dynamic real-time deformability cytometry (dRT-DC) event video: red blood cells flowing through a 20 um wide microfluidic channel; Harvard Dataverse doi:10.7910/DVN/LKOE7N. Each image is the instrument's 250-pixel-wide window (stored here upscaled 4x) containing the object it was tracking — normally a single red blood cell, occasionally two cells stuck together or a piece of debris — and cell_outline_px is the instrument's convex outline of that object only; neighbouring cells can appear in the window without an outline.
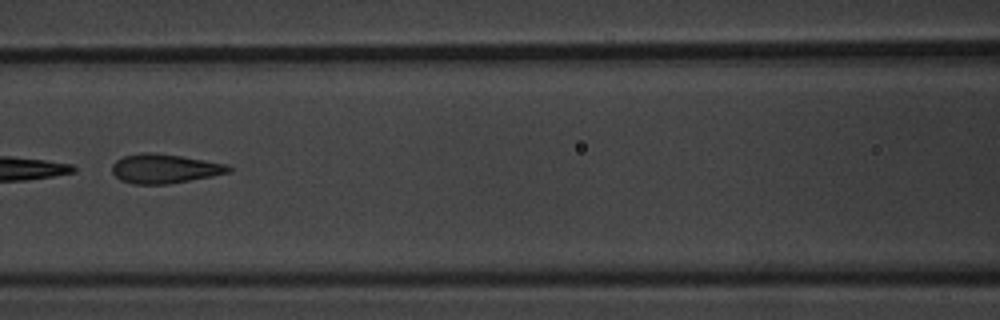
{"species": "common noctule bat (a hibernating species)", "species_latin": "Nyctalus noctula", "temperature_condition": "warm", "stored_images_in_passage": 13, "camera_frame_rate_fps": 3000, "um_per_image_px": 0.085, "animal": {"sex": "male", "body_mass_g": 20.1, "forearm_length_mm": 53.5}, "frame": {"image": 1, "passage_image": 6, "time_ms": 7.667, "image_size_px": [1000, 320], "cell_outline_px": [[232, 172], [212, 176], [168, 184], [132, 184], [120, 180], [112, 172], [112, 164], [116, 160], [124, 156], [144, 152], [152, 152], [180, 156], [228, 164], [232, 168]], "centroid_in_image_um": [13.99, 14.34], "position_along_channel_um": 152.6, "area_um2": 19.88}, "authors_computed_cell_mechanics": {"area_um2": 19.9988, "velocity_mm_per_s": 3.7299, "shape_relaxation_time_tau1_ms": null, "shape_relaxation_time_tau2_ms": 0.3136, "deformation_change_tau1": null, "deformation_change_tau2": 0.0963}}